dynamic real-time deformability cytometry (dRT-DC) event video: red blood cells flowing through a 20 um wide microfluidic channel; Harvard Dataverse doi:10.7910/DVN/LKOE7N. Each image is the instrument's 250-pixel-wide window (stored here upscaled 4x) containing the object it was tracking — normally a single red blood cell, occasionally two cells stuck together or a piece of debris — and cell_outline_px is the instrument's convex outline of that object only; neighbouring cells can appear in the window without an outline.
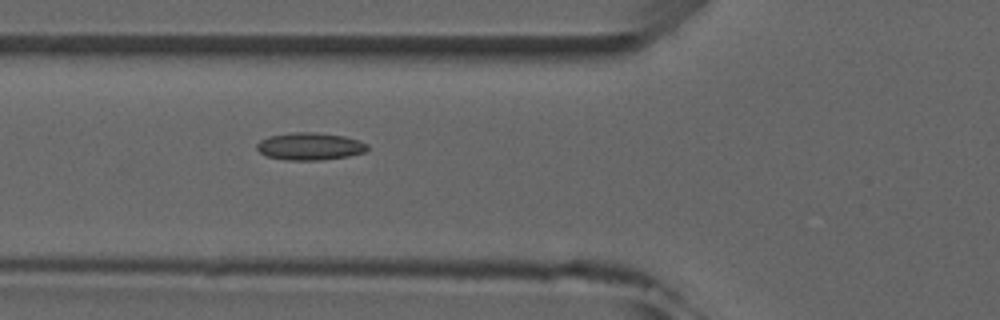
{"species": "common noctule bat (a hibernating species)", "species_latin": "Nyctalus noctula", "temperature_condition": "room temperature", "stored_images_in_passage": 6, "camera_frame_rate_fps": 3000, "um_per_image_px": 0.085, "animal": {"sex": "male", "forearm_length_mm": 52.5}, "frame": {"image": 1, "passage_image": 6, "time_ms": 5.667, "image_size_px": [1000, 320], "cell_outline_px": [[368, 148], [364, 152], [348, 156], [320, 160], [284, 160], [268, 156], [260, 152], [256, 148], [256, 144], [260, 140], [268, 136], [292, 132], [316, 132], [344, 136], [368, 144]], "centroid_in_image_um": [26.31, 12.43], "position_along_channel_um": 99.5, "area_um2": 17.63}}